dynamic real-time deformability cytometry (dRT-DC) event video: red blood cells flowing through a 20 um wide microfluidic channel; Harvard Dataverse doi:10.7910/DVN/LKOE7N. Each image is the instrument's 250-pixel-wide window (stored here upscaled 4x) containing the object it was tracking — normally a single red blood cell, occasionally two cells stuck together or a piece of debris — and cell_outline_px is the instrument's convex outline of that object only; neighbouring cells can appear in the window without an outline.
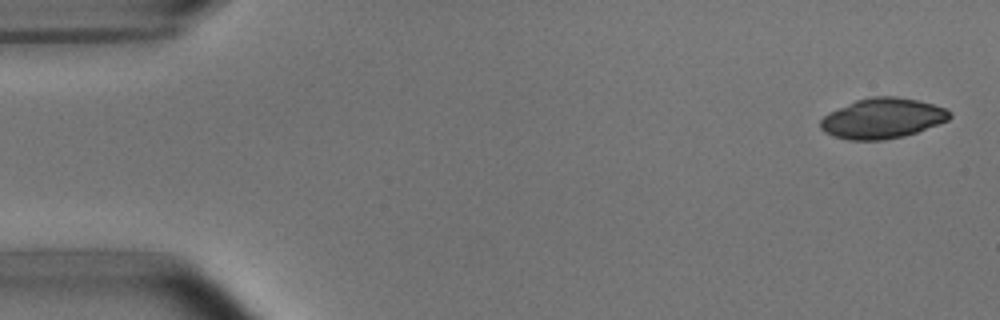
{"species": "common noctule bat (a hibernating species)", "species_latin": "Nyctalus noctula", "temperature_condition": "room temperature", "stored_images_in_passage": 5, "camera_frame_rate_fps": 3000, "um_per_image_px": 0.085, "animal": {"sex": "male", "body_mass_g": 15.6}, "frame": {"image": 1, "passage_image": 1, "time_ms": 0.0, "image_size_px": [1000, 320], "cell_outline_px": [[952, 116], [948, 120], [916, 132], [904, 136], [880, 140], [848, 140], [832, 136], [824, 132], [820, 128], [820, 120], [824, 116], [856, 100], [872, 96], [896, 96], [916, 100], [932, 104], [944, 108], [952, 112]], "centroid_in_image_um": [75.0, 10.06], "position_along_channel_um": 10.0, "area_um2": 30.06}}